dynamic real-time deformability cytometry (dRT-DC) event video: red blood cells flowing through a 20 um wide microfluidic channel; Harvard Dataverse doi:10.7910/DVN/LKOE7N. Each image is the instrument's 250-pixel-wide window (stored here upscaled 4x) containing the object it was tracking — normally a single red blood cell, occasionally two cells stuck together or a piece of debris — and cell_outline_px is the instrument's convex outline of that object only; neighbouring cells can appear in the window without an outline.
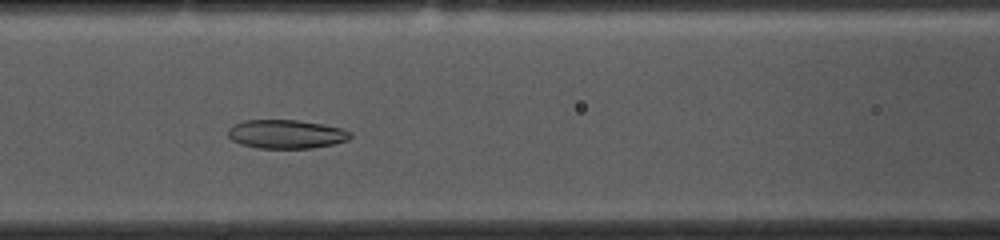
{"species": "common noctule bat (a hibernating species)", "species_latin": "Nyctalus noctula", "temperature_condition": "cold", "stored_images_in_passage": 53, "camera_frame_rate_fps": 3000, "um_per_image_px": 0.085, "animal": {"sex": "female", "body_mass_g": 10.0, "forearm_length_mm": 53.1}, "frame": {"image": 1, "passage_image": 21, "time_ms": 6.667, "image_size_px": [1000, 240], "cell_outline_px": [[352, 136], [348, 140], [332, 144], [312, 148], [260, 148], [240, 144], [232, 140], [228, 136], [228, 128], [232, 124], [244, 120], [296, 120], [320, 124], [340, 128], [352, 132]], "centroid_in_image_um": [24.29, 11.4], "position_along_channel_um": 142.3, "area_um2": 20.46}}
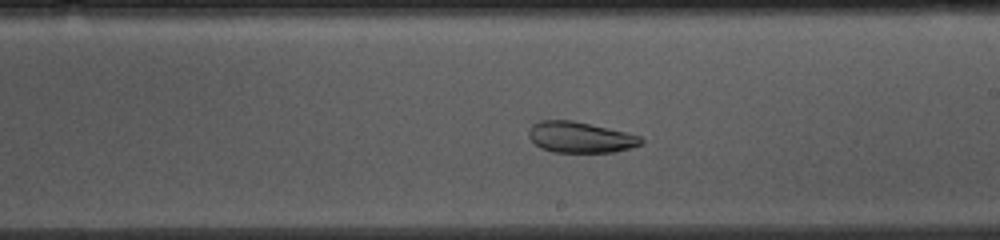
{"frame": {"image": 2, "passage_image": 29, "time_ms": 9.333, "image_size_px": [1000, 240], "cell_outline_px": [[644, 144], [616, 152], [552, 152], [540, 148], [528, 136], [528, 132], [532, 124], [540, 120], [572, 120], [624, 132], [640, 136], [644, 140]], "centroid_in_image_um": [49.31, 11.67], "position_along_channel_um": 239.7, "area_um2": 20.23}}
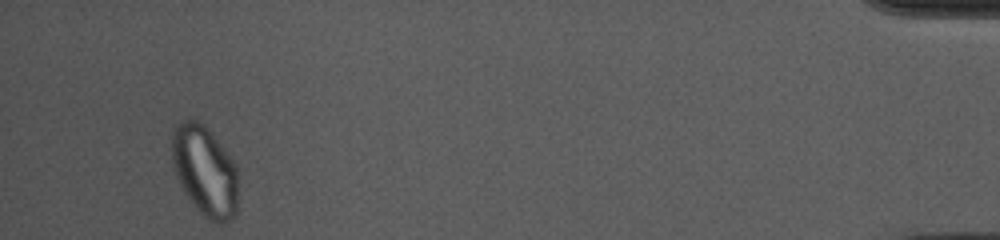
{"frame": {"image": 3, "passage_image": 50, "time_ms": 16.333, "image_size_px": [1000, 240], "cell_outline_px": [[240, 176], [236, 212], [232, 220], [220, 224], [212, 224], [196, 208], [184, 192], [176, 176], [172, 164], [172, 128], [180, 120], [188, 116], [192, 116], [200, 120], [204, 124], [224, 148], [236, 164]], "centroid_in_image_um": [17.43, 14.5], "position_along_channel_um": 417.8, "area_um2": 36.13}, "authors_computed_cell_mechanics": {"area_um2": 25.8366, "velocity_mm_per_s": 3.6622, "shape_relaxation_time_tau1_ms": null, "shape_relaxation_time_tau2_ms": 2.285, "deformation_change_tau1": null, "deformation_change_tau2": 0.0675}}